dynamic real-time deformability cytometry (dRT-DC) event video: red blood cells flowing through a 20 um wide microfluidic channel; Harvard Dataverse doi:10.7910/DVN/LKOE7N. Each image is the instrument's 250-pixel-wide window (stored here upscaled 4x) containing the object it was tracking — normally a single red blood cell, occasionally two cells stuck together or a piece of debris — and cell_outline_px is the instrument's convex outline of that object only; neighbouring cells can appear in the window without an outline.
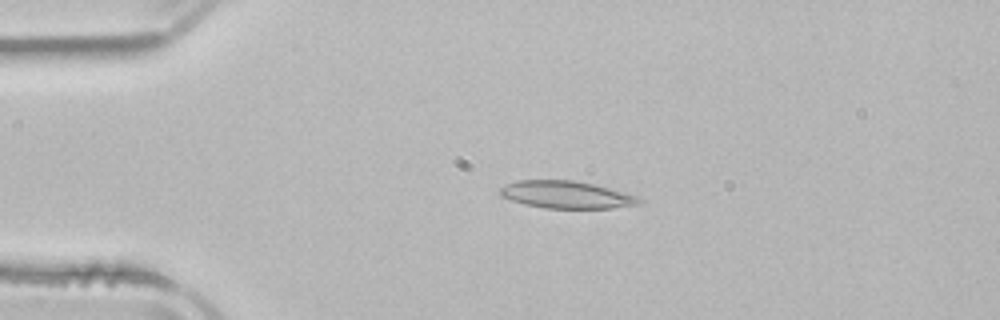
{"species": "common noctule bat (a hibernating species)", "species_latin": "Nyctalus noctula", "temperature_condition": "room temperature", "stored_images_in_passage": 52, "camera_frame_rate_fps": 3000, "um_per_image_px": 0.085, "animal": {"sex": "male", "body_mass_g": 21.5, "forearm_length_mm": 52.0}, "frame": {"image": 1, "passage_image": 11, "time_ms": 3.333, "image_size_px": [1000, 320], "cell_outline_px": [[644, 200], [640, 204], [612, 208], [544, 208], [524, 204], [500, 196], [500, 188], [504, 184], [516, 180], [572, 180], [592, 184], [608, 188], [636, 196]], "centroid_in_image_um": [48.1, 16.55], "position_along_channel_um": 36.9, "area_um2": 22.08}}
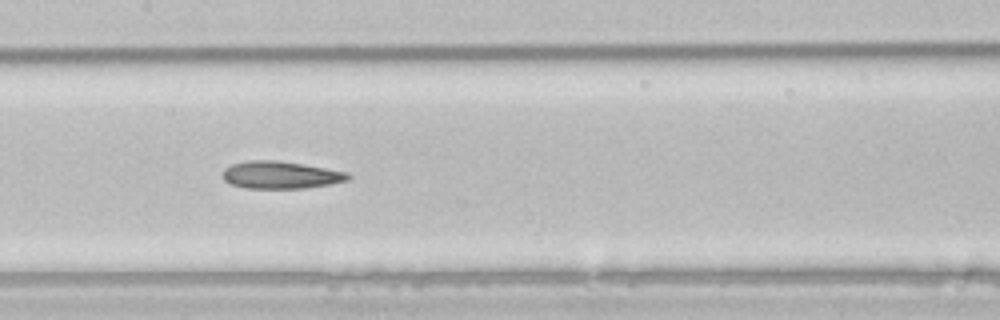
{"frame": {"image": 2, "passage_image": 25, "time_ms": 8.0, "image_size_px": [1000, 320], "cell_outline_px": [[352, 176], [348, 180], [332, 184], [304, 188], [244, 188], [232, 184], [224, 180], [220, 172], [224, 168], [232, 164], [248, 160], [280, 160], [348, 172]], "centroid_in_image_um": [23.84, 14.86], "position_along_channel_um": 183.6, "area_um2": 20.23}}
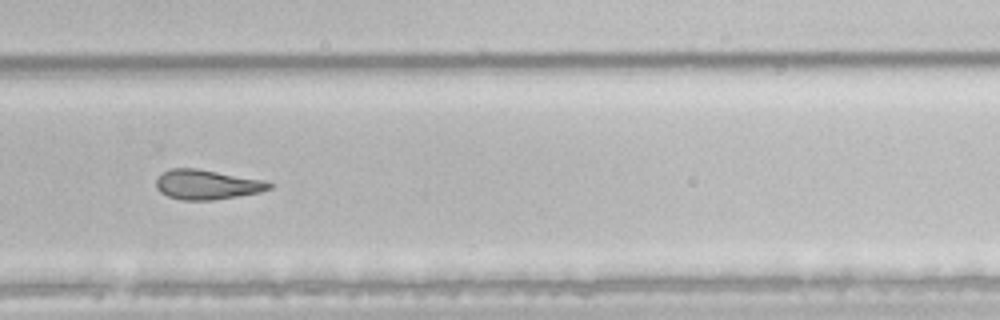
{"frame": {"image": 3, "passage_image": 35, "time_ms": 11.333, "image_size_px": [1000, 320], "cell_outline_px": [[276, 184], [272, 188], [260, 192], [212, 200], [180, 200], [168, 196], [160, 192], [156, 188], [156, 180], [164, 172], [172, 168], [196, 168], [264, 180]], "centroid_in_image_um": [17.61, 15.69], "position_along_channel_um": 312.2, "area_um2": 19.54}, "authors_computed_cell_mechanics": {"area_um2": 21.5016, "velocity_mm_per_s": 3.8783, "shape_relaxation_time_tau1_ms": null, "shape_relaxation_time_tau2_ms": 3.0193, "deformation_change_tau1": null, "deformation_change_tau2": 0.1131}}